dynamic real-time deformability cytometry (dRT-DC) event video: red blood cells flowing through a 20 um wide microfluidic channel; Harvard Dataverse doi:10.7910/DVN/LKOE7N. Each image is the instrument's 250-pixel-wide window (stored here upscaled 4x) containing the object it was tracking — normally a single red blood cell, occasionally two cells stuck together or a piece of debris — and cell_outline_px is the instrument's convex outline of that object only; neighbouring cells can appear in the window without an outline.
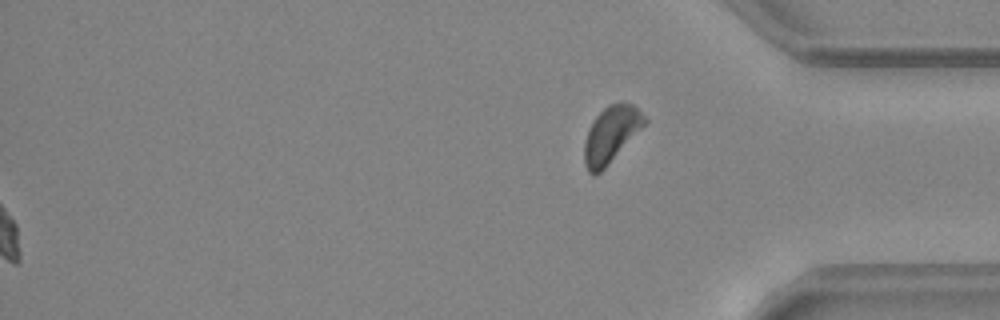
{"species": "common noctule bat (a hibernating species)", "species_latin": "Nyctalus noctula", "temperature_condition": "warm", "stored_images_in_passage": 52, "segment_of_instrument_passage": [2, 2], "camera_frame_rate_fps": 3000, "um_per_image_px": 0.085, "animal": {"sex": "female", "body_mass_g": 24.6, "forearm_length_mm": 56.2}, "frame": {"image": 1, "passage_image": 52, "time_ms": 17.0, "image_size_px": [1000, 320], "cell_outline_px": [[648, 120], [608, 164], [600, 172], [592, 176], [588, 172], [584, 164], [584, 140], [592, 120], [608, 104], [632, 104]], "centroid_in_image_um": [51.88, 11.45], "position_along_channel_um": 383.3, "area_um2": 19.25}}